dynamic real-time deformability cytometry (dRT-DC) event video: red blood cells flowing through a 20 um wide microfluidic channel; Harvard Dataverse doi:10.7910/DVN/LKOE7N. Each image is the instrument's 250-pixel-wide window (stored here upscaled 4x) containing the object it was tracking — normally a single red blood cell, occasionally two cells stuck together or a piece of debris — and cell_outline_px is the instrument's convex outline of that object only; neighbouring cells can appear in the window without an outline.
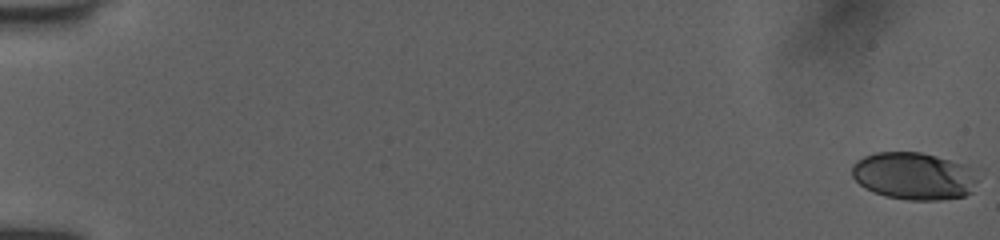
{"species": "human", "species_latin": "Homo sapiens", "temperature_condition": "room temperature", "stored_images_in_passage": 53, "camera_frame_rate_fps": 3000, "um_per_image_px": 0.085, "donor": {"sex": "female"}, "frame": {"image": 1, "passage_image": 1, "time_ms": 0.0, "image_size_px": [1000, 240], "cell_outline_px": [[984, 172], [972, 192], [964, 196], [940, 200], [908, 200], [884, 196], [864, 188], [852, 176], [852, 164], [856, 160], [864, 156], [876, 152], [920, 152], [984, 168]], "centroid_in_image_um": [77.82, 14.95], "position_along_channel_um": 7.2, "area_um2": 35.95}}
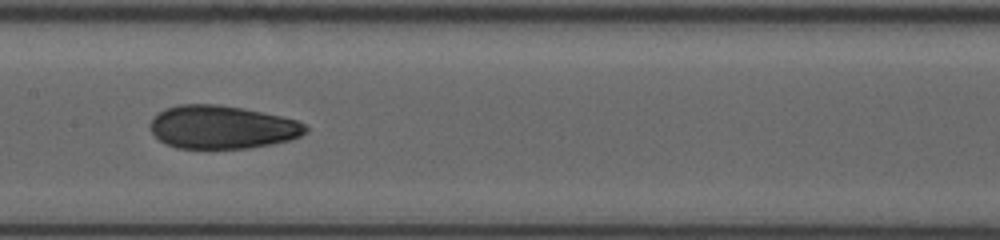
{"frame": {"image": 2, "passage_image": 29, "time_ms": 9.333, "image_size_px": [1000, 240], "cell_outline_px": [[308, 132], [300, 136], [288, 140], [272, 144], [248, 148], [176, 148], [160, 140], [152, 132], [152, 120], [164, 108], [180, 104], [220, 104], [280, 116], [296, 120], [304, 124], [308, 128]], "centroid_in_image_um": [18.9, 10.81], "position_along_channel_um": 188.5, "area_um2": 38.73}}
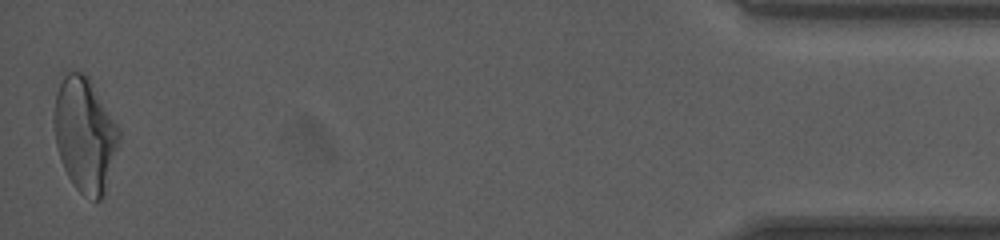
{"frame": {"image": 3, "passage_image": 53, "time_ms": 17.333, "image_size_px": [1000, 240], "cell_outline_px": [[120, 144], [104, 196], [100, 200], [96, 200], [84, 196], [76, 188], [68, 176], [64, 168], [56, 144], [52, 120], [56, 92], [60, 72], [84, 72], [88, 76], [120, 128]], "centroid_in_image_um": [7.21, 11.4], "position_along_channel_um": 428.0, "area_um2": 44.1}, "authors_computed_cell_mechanics": {"area_um2": 38.6682, "velocity_mm_per_s": 3.9976, "shape_relaxation_time_tau1_ms": 8.1977, "shape_relaxation_time_tau2_ms": 1.8035, "deformation_change_tau1": 0.2359, "deformation_change_tau2": 0.0801}}